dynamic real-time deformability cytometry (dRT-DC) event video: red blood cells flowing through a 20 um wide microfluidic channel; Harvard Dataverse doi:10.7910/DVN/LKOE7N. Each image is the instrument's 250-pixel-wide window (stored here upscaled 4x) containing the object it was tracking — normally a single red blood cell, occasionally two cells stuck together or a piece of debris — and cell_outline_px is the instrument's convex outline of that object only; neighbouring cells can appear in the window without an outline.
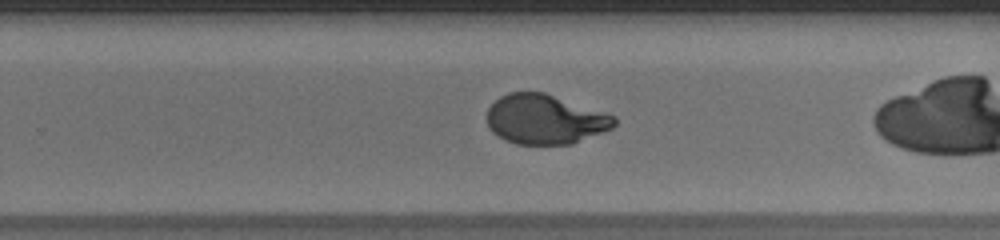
{"species": "human", "species_latin": "Homo sapiens", "temperature_condition": "warm", "stored_images_in_passage": 37, "camera_frame_rate_fps": 3000, "um_per_image_px": 0.085, "donor": {"sex": "male"}, "frame": {"image": 1, "passage_image": 30, "time_ms": 9.667, "image_size_px": [1000, 240], "cell_outline_px": [[616, 124], [612, 128], [572, 144], [516, 144], [504, 140], [492, 132], [488, 128], [488, 108], [500, 96], [508, 92], [544, 92], [616, 116]], "centroid_in_image_um": [46.31, 10.14], "position_along_channel_um": 283.5, "area_um2": 36.76}}
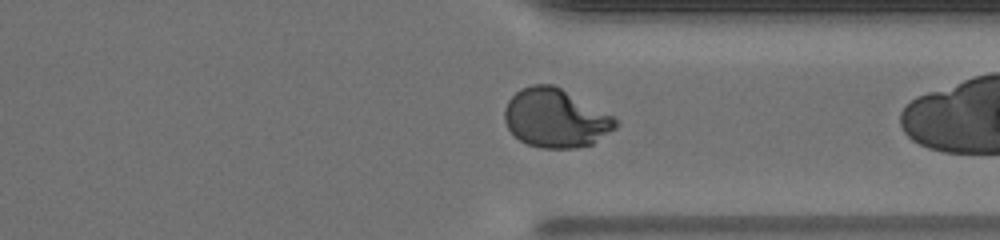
{"frame": {"image": 2, "passage_image": 36, "time_ms": 11.667, "image_size_px": [1000, 240], "cell_outline_px": [[620, 124], [616, 128], [592, 144], [576, 148], [540, 148], [528, 144], [520, 140], [508, 128], [504, 120], [504, 108], [508, 100], [520, 88], [532, 84], [552, 84], [560, 88], [612, 116]], "centroid_in_image_um": [47.19, 10.05], "position_along_channel_um": 364.2, "area_um2": 37.69}}